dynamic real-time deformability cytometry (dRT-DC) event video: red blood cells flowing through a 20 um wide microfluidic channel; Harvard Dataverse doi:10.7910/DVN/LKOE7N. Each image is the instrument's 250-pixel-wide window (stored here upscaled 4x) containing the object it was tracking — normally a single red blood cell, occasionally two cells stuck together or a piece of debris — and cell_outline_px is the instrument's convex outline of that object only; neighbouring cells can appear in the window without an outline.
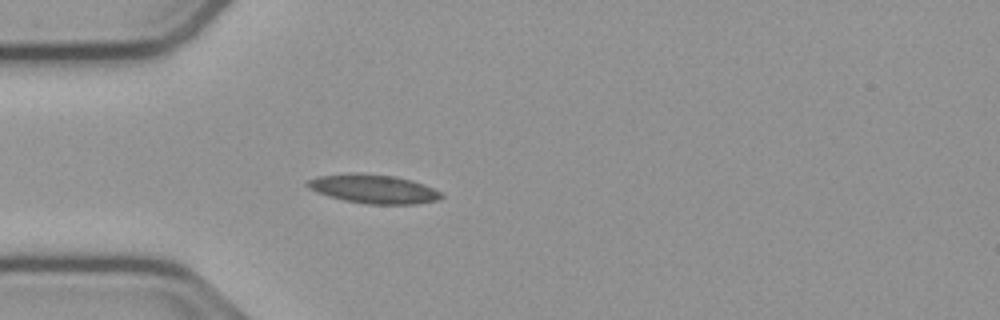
{"species": "common noctule bat (a hibernating species)", "species_latin": "Nyctalus noctula", "temperature_condition": "cold", "stored_images_in_passage": 40, "camera_frame_rate_fps": 3000, "um_per_image_px": 0.085, "animal": {"sex": "male", "body_mass_g": 23.1, "forearm_length_mm": 52.7}, "frame": {"image": 1, "passage_image": 1, "time_ms": 0.0, "image_size_px": [1000, 320], "cell_outline_px": [[444, 196], [436, 200], [416, 204], [368, 204], [344, 200], [328, 196], [316, 192], [308, 188], [304, 184], [308, 180], [316, 176], [348, 172], [356, 172], [396, 176], [412, 180], [424, 184], [440, 192]], "centroid_in_image_um": [31.69, 16.04], "position_along_channel_um": 53.3, "area_um2": 22.77}}
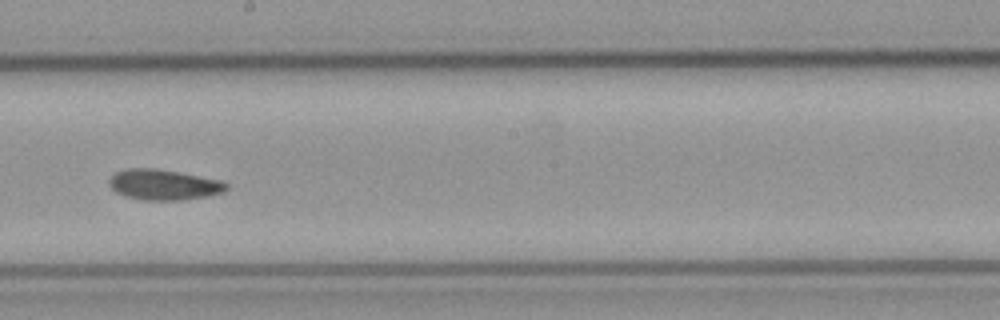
{"frame": {"image": 2, "passage_image": 16, "time_ms": 5.0, "image_size_px": [1000, 320], "cell_outline_px": [[228, 188], [224, 192], [208, 196], [180, 200], [140, 200], [116, 192], [108, 184], [108, 180], [116, 172], [128, 168], [156, 168], [220, 180], [228, 184]], "centroid_in_image_um": [13.91, 15.7], "position_along_channel_um": 234.3, "area_um2": 20.75}}
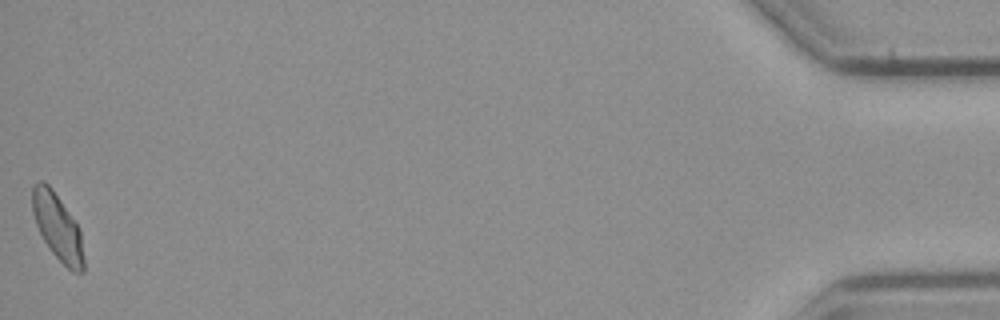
{"frame": {"image": 3, "passage_image": 40, "time_ms": 13.0, "image_size_px": [1000, 320], "cell_outline_px": [[84, 272], [72, 272], [52, 252], [44, 240], [36, 224], [32, 212], [32, 188], [40, 180], [44, 180], [52, 188], [76, 224], [80, 232], [84, 260]], "centroid_in_image_um": [4.88, 19.29], "position_along_channel_um": 430.3, "area_um2": 19.48}, "authors_computed_cell_mechanics": {"area_um2": 20.1433, "velocity_mm_per_s": 3.7477, "shape_relaxation_time_tau1_ms": null, "shape_relaxation_time_tau2_ms": 5.6265, "deformation_change_tau1": null, "deformation_change_tau2": 0.0778}}